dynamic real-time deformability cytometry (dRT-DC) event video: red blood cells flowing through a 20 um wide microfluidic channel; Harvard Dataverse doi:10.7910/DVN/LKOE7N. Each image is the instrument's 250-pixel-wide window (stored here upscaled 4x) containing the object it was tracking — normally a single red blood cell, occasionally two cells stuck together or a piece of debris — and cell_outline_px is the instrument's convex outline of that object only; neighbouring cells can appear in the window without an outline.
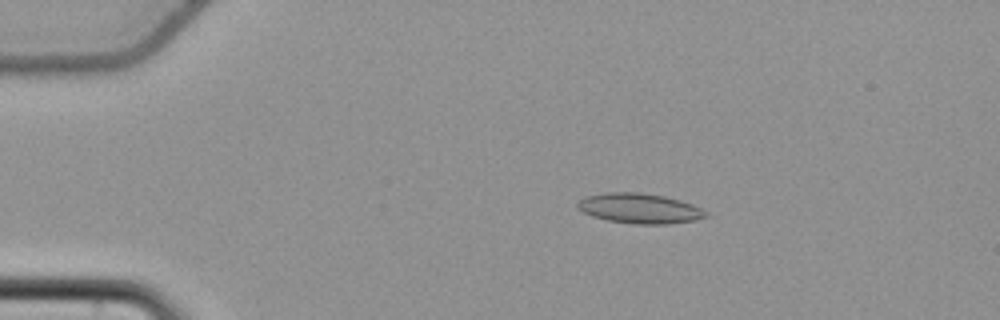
{"species": "common noctule bat (a hibernating species)", "species_latin": "Nyctalus noctula", "temperature_condition": "cold", "stored_images_in_passage": 57, "camera_frame_rate_fps": 3000, "um_per_image_px": 0.085, "animal": {"sex": "female", "body_mass_g": 22.7, "forearm_length_mm": 54.2}, "frame": {"image": 1, "passage_image": 12, "time_ms": 3.667, "image_size_px": [1000, 320], "cell_outline_px": [[708, 216], [696, 220], [668, 224], [632, 224], [608, 220], [592, 216], [576, 208], [576, 204], [580, 200], [588, 196], [604, 192], [640, 192], [664, 196], [680, 200], [692, 204], [708, 212]], "centroid_in_image_um": [54.37, 17.71], "position_along_channel_um": 30.6, "area_um2": 22.54}}
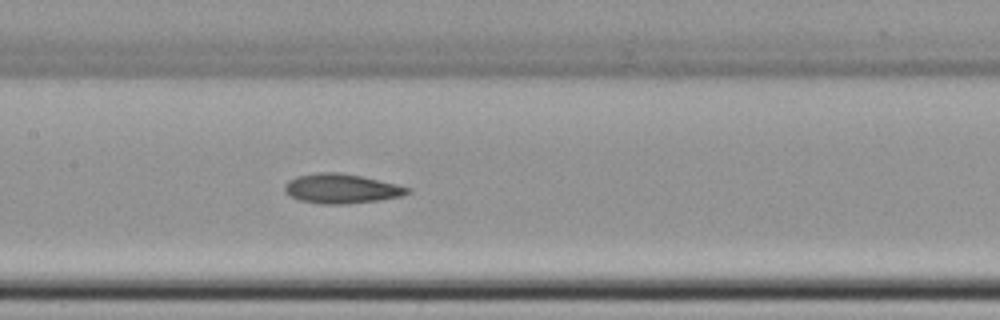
{"frame": {"image": 2, "passage_image": 29, "time_ms": 9.333, "image_size_px": [1000, 320], "cell_outline_px": [[412, 192], [404, 196], [380, 200], [348, 204], [324, 204], [300, 200], [284, 192], [284, 184], [288, 180], [296, 176], [316, 172], [340, 172], [360, 176], [396, 184], [412, 188]], "centroid_in_image_um": [29.04, 16.03], "position_along_channel_um": 178.4, "area_um2": 21.33}}
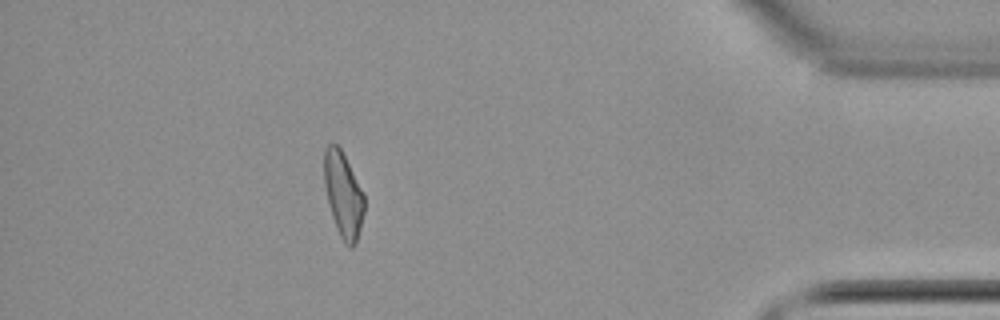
{"frame": {"image": 3, "passage_image": 51, "time_ms": 16.667, "image_size_px": [1000, 320], "cell_outline_px": [[364, 212], [356, 244], [352, 248], [348, 248], [344, 244], [336, 228], [328, 204], [324, 184], [324, 148], [328, 144], [336, 144], [340, 148], [364, 192]], "centroid_in_image_um": [29.17, 16.58], "position_along_channel_um": 406.0, "area_um2": 20.06}, "authors_computed_cell_mechanics": {"area_um2": 20.9814, "velocity_mm_per_s": 3.7438, "shape_relaxation_time_tau1_ms": 10.2985, "shape_relaxation_time_tau2_ms": 4.0527, "deformation_change_tau1": 0.1807, "deformation_change_tau2": 0.1082}}